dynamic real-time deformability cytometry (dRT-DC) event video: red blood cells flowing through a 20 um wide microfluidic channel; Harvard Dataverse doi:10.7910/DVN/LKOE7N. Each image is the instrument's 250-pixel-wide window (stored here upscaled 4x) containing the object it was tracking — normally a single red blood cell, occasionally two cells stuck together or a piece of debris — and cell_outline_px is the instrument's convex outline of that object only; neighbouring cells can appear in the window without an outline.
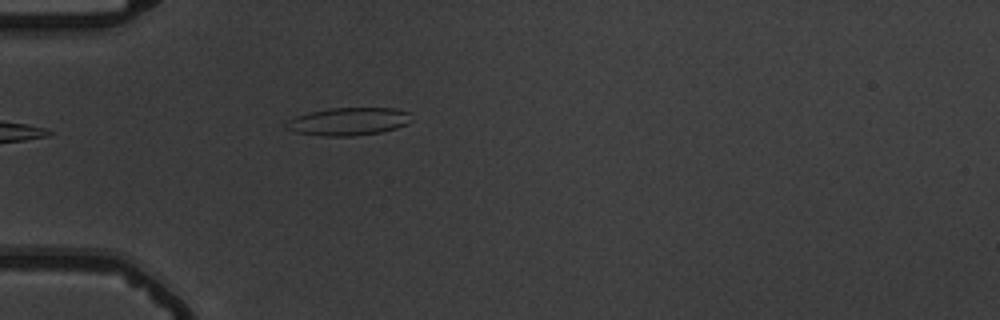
{"species": "common noctule bat (a hibernating species)", "species_latin": "Nyctalus noctula", "temperature_condition": "warm", "stored_images_in_passage": 5, "camera_frame_rate_fps": 3000, "um_per_image_px": 0.085, "animal": {"sex": "male", "body_mass_g": 19.5, "forearm_length_mm": 54.6}, "frame": {"image": 1, "passage_image": 1, "time_ms": 0.0, "image_size_px": [1000, 320], "cell_outline_px": [[412, 120], [408, 124], [396, 128], [380, 132], [352, 136], [324, 136], [296, 132], [284, 128], [288, 120], [296, 116], [308, 112], [328, 108], [396, 108], [408, 112]], "centroid_in_image_um": [29.62, 10.32], "position_along_channel_um": 55.4, "area_um2": 20.35}}